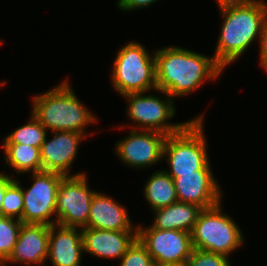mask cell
<instances>
[{
    "label": "cell",
    "mask_w": 267,
    "mask_h": 266,
    "mask_svg": "<svg viewBox=\"0 0 267 266\" xmlns=\"http://www.w3.org/2000/svg\"><path fill=\"white\" fill-rule=\"evenodd\" d=\"M84 253L101 259H118L137 239V231H111L81 228Z\"/></svg>",
    "instance_id": "9a60e30c"
},
{
    "label": "cell",
    "mask_w": 267,
    "mask_h": 266,
    "mask_svg": "<svg viewBox=\"0 0 267 266\" xmlns=\"http://www.w3.org/2000/svg\"><path fill=\"white\" fill-rule=\"evenodd\" d=\"M130 130L113 149L121 163L141 171L163 161L166 134L153 130Z\"/></svg>",
    "instance_id": "30bf717a"
},
{
    "label": "cell",
    "mask_w": 267,
    "mask_h": 266,
    "mask_svg": "<svg viewBox=\"0 0 267 266\" xmlns=\"http://www.w3.org/2000/svg\"><path fill=\"white\" fill-rule=\"evenodd\" d=\"M69 79L63 80L32 99L31 113L48 130L73 131L90 137L86 127L98 121L92 111L80 102Z\"/></svg>",
    "instance_id": "3957f363"
},
{
    "label": "cell",
    "mask_w": 267,
    "mask_h": 266,
    "mask_svg": "<svg viewBox=\"0 0 267 266\" xmlns=\"http://www.w3.org/2000/svg\"><path fill=\"white\" fill-rule=\"evenodd\" d=\"M155 92L161 93L166 98L162 99L160 95L155 96L146 92L122 96L128 101L125 112L127 118L132 121V126L129 121L128 126L122 125L118 128L132 127L133 130H153L170 135L180 132L192 120L180 123L169 121L176 113L175 102L167 92L158 89Z\"/></svg>",
    "instance_id": "52a82bcc"
},
{
    "label": "cell",
    "mask_w": 267,
    "mask_h": 266,
    "mask_svg": "<svg viewBox=\"0 0 267 266\" xmlns=\"http://www.w3.org/2000/svg\"><path fill=\"white\" fill-rule=\"evenodd\" d=\"M212 170L201 169L172 178L178 202L195 204L202 209L214 207L222 202V187L217 182Z\"/></svg>",
    "instance_id": "7c38bea8"
},
{
    "label": "cell",
    "mask_w": 267,
    "mask_h": 266,
    "mask_svg": "<svg viewBox=\"0 0 267 266\" xmlns=\"http://www.w3.org/2000/svg\"><path fill=\"white\" fill-rule=\"evenodd\" d=\"M29 176L32 185L28 189L22 187L24 207L21 222L48 226L56 224L57 190L65 175L41 171Z\"/></svg>",
    "instance_id": "ba28073f"
},
{
    "label": "cell",
    "mask_w": 267,
    "mask_h": 266,
    "mask_svg": "<svg viewBox=\"0 0 267 266\" xmlns=\"http://www.w3.org/2000/svg\"><path fill=\"white\" fill-rule=\"evenodd\" d=\"M15 179L14 176L6 174L4 171L0 172V211L5 194L6 187Z\"/></svg>",
    "instance_id": "83f0119b"
},
{
    "label": "cell",
    "mask_w": 267,
    "mask_h": 266,
    "mask_svg": "<svg viewBox=\"0 0 267 266\" xmlns=\"http://www.w3.org/2000/svg\"><path fill=\"white\" fill-rule=\"evenodd\" d=\"M28 123L18 127L2 139V143H18L31 145L41 149L48 134L47 129L31 113Z\"/></svg>",
    "instance_id": "44dd1931"
},
{
    "label": "cell",
    "mask_w": 267,
    "mask_h": 266,
    "mask_svg": "<svg viewBox=\"0 0 267 266\" xmlns=\"http://www.w3.org/2000/svg\"><path fill=\"white\" fill-rule=\"evenodd\" d=\"M111 69L112 87L121 96L157 89L155 51L150 54L138 41L126 42L119 48Z\"/></svg>",
    "instance_id": "5b68a950"
},
{
    "label": "cell",
    "mask_w": 267,
    "mask_h": 266,
    "mask_svg": "<svg viewBox=\"0 0 267 266\" xmlns=\"http://www.w3.org/2000/svg\"><path fill=\"white\" fill-rule=\"evenodd\" d=\"M1 147L5 155V165L11 167L10 169L18 174V178L24 173L42 171L40 148L18 143H2Z\"/></svg>",
    "instance_id": "d6986e66"
},
{
    "label": "cell",
    "mask_w": 267,
    "mask_h": 266,
    "mask_svg": "<svg viewBox=\"0 0 267 266\" xmlns=\"http://www.w3.org/2000/svg\"><path fill=\"white\" fill-rule=\"evenodd\" d=\"M222 202L203 209L195 223L191 238L195 249L231 256L244 243L240 226L223 212Z\"/></svg>",
    "instance_id": "8992f818"
},
{
    "label": "cell",
    "mask_w": 267,
    "mask_h": 266,
    "mask_svg": "<svg viewBox=\"0 0 267 266\" xmlns=\"http://www.w3.org/2000/svg\"><path fill=\"white\" fill-rule=\"evenodd\" d=\"M142 225H137V238L147 248L156 266L188 260L194 250L191 233Z\"/></svg>",
    "instance_id": "8fae6325"
},
{
    "label": "cell",
    "mask_w": 267,
    "mask_h": 266,
    "mask_svg": "<svg viewBox=\"0 0 267 266\" xmlns=\"http://www.w3.org/2000/svg\"><path fill=\"white\" fill-rule=\"evenodd\" d=\"M23 192L20 180L15 179L6 187L0 216L21 220L23 215Z\"/></svg>",
    "instance_id": "603a6c76"
},
{
    "label": "cell",
    "mask_w": 267,
    "mask_h": 266,
    "mask_svg": "<svg viewBox=\"0 0 267 266\" xmlns=\"http://www.w3.org/2000/svg\"><path fill=\"white\" fill-rule=\"evenodd\" d=\"M48 243V225L22 223L13 252L2 266L7 264L46 266L44 263L47 262Z\"/></svg>",
    "instance_id": "5bb4252c"
},
{
    "label": "cell",
    "mask_w": 267,
    "mask_h": 266,
    "mask_svg": "<svg viewBox=\"0 0 267 266\" xmlns=\"http://www.w3.org/2000/svg\"><path fill=\"white\" fill-rule=\"evenodd\" d=\"M53 134L49 140L46 135L40 149L42 171L57 172L65 176L85 173L71 174L70 171L77 157L79 145L88 135L73 131H53Z\"/></svg>",
    "instance_id": "4fadbf2b"
},
{
    "label": "cell",
    "mask_w": 267,
    "mask_h": 266,
    "mask_svg": "<svg viewBox=\"0 0 267 266\" xmlns=\"http://www.w3.org/2000/svg\"><path fill=\"white\" fill-rule=\"evenodd\" d=\"M203 209L195 204L175 202L153 211L152 228L159 230H181L191 233Z\"/></svg>",
    "instance_id": "ac0fdd59"
},
{
    "label": "cell",
    "mask_w": 267,
    "mask_h": 266,
    "mask_svg": "<svg viewBox=\"0 0 267 266\" xmlns=\"http://www.w3.org/2000/svg\"><path fill=\"white\" fill-rule=\"evenodd\" d=\"M126 206L110 195L96 191L90 205L89 221L85 227L111 231H137Z\"/></svg>",
    "instance_id": "e0dca14e"
},
{
    "label": "cell",
    "mask_w": 267,
    "mask_h": 266,
    "mask_svg": "<svg viewBox=\"0 0 267 266\" xmlns=\"http://www.w3.org/2000/svg\"><path fill=\"white\" fill-rule=\"evenodd\" d=\"M22 222L19 219L0 216V266H2L17 242Z\"/></svg>",
    "instance_id": "7402d4cb"
},
{
    "label": "cell",
    "mask_w": 267,
    "mask_h": 266,
    "mask_svg": "<svg viewBox=\"0 0 267 266\" xmlns=\"http://www.w3.org/2000/svg\"><path fill=\"white\" fill-rule=\"evenodd\" d=\"M189 266H233L228 256L195 249L188 258Z\"/></svg>",
    "instance_id": "d4e9b609"
},
{
    "label": "cell",
    "mask_w": 267,
    "mask_h": 266,
    "mask_svg": "<svg viewBox=\"0 0 267 266\" xmlns=\"http://www.w3.org/2000/svg\"><path fill=\"white\" fill-rule=\"evenodd\" d=\"M222 16L220 34L213 54L225 70L251 48L262 33L267 18V3L263 0H244L217 4Z\"/></svg>",
    "instance_id": "7a4b0ae2"
},
{
    "label": "cell",
    "mask_w": 267,
    "mask_h": 266,
    "mask_svg": "<svg viewBox=\"0 0 267 266\" xmlns=\"http://www.w3.org/2000/svg\"><path fill=\"white\" fill-rule=\"evenodd\" d=\"M87 172L64 176L56 199V224L84 228L89 221L90 205L96 190L89 187Z\"/></svg>",
    "instance_id": "9c48e42d"
},
{
    "label": "cell",
    "mask_w": 267,
    "mask_h": 266,
    "mask_svg": "<svg viewBox=\"0 0 267 266\" xmlns=\"http://www.w3.org/2000/svg\"><path fill=\"white\" fill-rule=\"evenodd\" d=\"M156 85L174 100L198 90L205 82L222 76L224 69L214 56L197 53L181 46L155 49Z\"/></svg>",
    "instance_id": "6da1fadb"
},
{
    "label": "cell",
    "mask_w": 267,
    "mask_h": 266,
    "mask_svg": "<svg viewBox=\"0 0 267 266\" xmlns=\"http://www.w3.org/2000/svg\"><path fill=\"white\" fill-rule=\"evenodd\" d=\"M158 266H189L188 260L183 261V262H178V263H171V264H163V265H158Z\"/></svg>",
    "instance_id": "f1b7e54d"
},
{
    "label": "cell",
    "mask_w": 267,
    "mask_h": 266,
    "mask_svg": "<svg viewBox=\"0 0 267 266\" xmlns=\"http://www.w3.org/2000/svg\"><path fill=\"white\" fill-rule=\"evenodd\" d=\"M119 266H156L147 248L137 238L120 259Z\"/></svg>",
    "instance_id": "cb8c5ba5"
},
{
    "label": "cell",
    "mask_w": 267,
    "mask_h": 266,
    "mask_svg": "<svg viewBox=\"0 0 267 266\" xmlns=\"http://www.w3.org/2000/svg\"><path fill=\"white\" fill-rule=\"evenodd\" d=\"M3 41H4V40H1V39H0V45L4 44V42H3Z\"/></svg>",
    "instance_id": "1f68e13d"
},
{
    "label": "cell",
    "mask_w": 267,
    "mask_h": 266,
    "mask_svg": "<svg viewBox=\"0 0 267 266\" xmlns=\"http://www.w3.org/2000/svg\"><path fill=\"white\" fill-rule=\"evenodd\" d=\"M147 180L143 195L150 210L155 211L178 202L173 179L162 168L153 172Z\"/></svg>",
    "instance_id": "ffe728a7"
},
{
    "label": "cell",
    "mask_w": 267,
    "mask_h": 266,
    "mask_svg": "<svg viewBox=\"0 0 267 266\" xmlns=\"http://www.w3.org/2000/svg\"><path fill=\"white\" fill-rule=\"evenodd\" d=\"M6 84H7V82H6V80L5 81H2V82H0V86L2 87V86H6Z\"/></svg>",
    "instance_id": "4dcf8cb0"
},
{
    "label": "cell",
    "mask_w": 267,
    "mask_h": 266,
    "mask_svg": "<svg viewBox=\"0 0 267 266\" xmlns=\"http://www.w3.org/2000/svg\"><path fill=\"white\" fill-rule=\"evenodd\" d=\"M84 253L81 228L49 226L48 257L52 266H81Z\"/></svg>",
    "instance_id": "2e32d148"
},
{
    "label": "cell",
    "mask_w": 267,
    "mask_h": 266,
    "mask_svg": "<svg viewBox=\"0 0 267 266\" xmlns=\"http://www.w3.org/2000/svg\"><path fill=\"white\" fill-rule=\"evenodd\" d=\"M157 1L158 0H117L116 7L122 12H135L134 10L146 9Z\"/></svg>",
    "instance_id": "484cf974"
},
{
    "label": "cell",
    "mask_w": 267,
    "mask_h": 266,
    "mask_svg": "<svg viewBox=\"0 0 267 266\" xmlns=\"http://www.w3.org/2000/svg\"><path fill=\"white\" fill-rule=\"evenodd\" d=\"M244 0H216L217 4L226 3V2H240Z\"/></svg>",
    "instance_id": "f546056e"
},
{
    "label": "cell",
    "mask_w": 267,
    "mask_h": 266,
    "mask_svg": "<svg viewBox=\"0 0 267 266\" xmlns=\"http://www.w3.org/2000/svg\"><path fill=\"white\" fill-rule=\"evenodd\" d=\"M203 114L205 113L192 118L180 132L166 137L162 159H166L168 168H170L164 171L172 178L201 169H212L207 151Z\"/></svg>",
    "instance_id": "277c9868"
},
{
    "label": "cell",
    "mask_w": 267,
    "mask_h": 266,
    "mask_svg": "<svg viewBox=\"0 0 267 266\" xmlns=\"http://www.w3.org/2000/svg\"><path fill=\"white\" fill-rule=\"evenodd\" d=\"M259 63L262 69L267 72V18L264 21L263 27H262V33L260 37L259 42Z\"/></svg>",
    "instance_id": "4316f807"
}]
</instances>
